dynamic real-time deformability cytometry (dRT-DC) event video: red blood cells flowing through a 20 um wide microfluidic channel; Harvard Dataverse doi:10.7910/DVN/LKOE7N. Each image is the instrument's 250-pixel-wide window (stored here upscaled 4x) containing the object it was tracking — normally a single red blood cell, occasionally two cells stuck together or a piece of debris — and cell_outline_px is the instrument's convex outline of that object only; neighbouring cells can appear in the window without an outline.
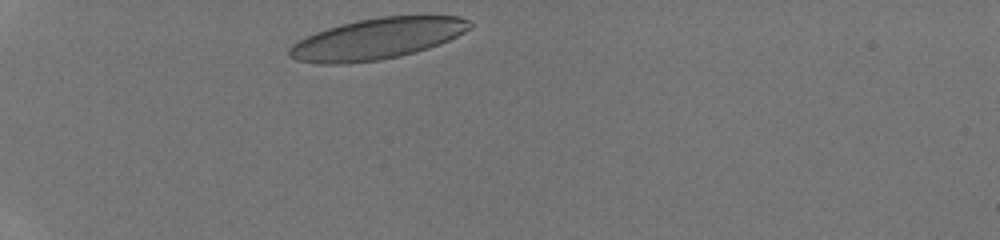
{"species": "human", "species_latin": "Homo sapiens", "temperature_condition": "room temperature", "stored_images_in_passage": 27, "camera_frame_rate_fps": 3000, "um_per_image_px": 0.085, "donor": {"sex": "male"}, "frame": {"image": 1, "passage_image": 1, "time_ms": 0.0, "image_size_px": [1000, 240], "cell_outline_px": [[472, 28], [440, 44], [416, 52], [400, 56], [380, 60], [340, 64], [316, 64], [296, 60], [288, 56], [288, 48], [292, 44], [316, 32], [340, 24], [356, 20], [380, 16], [460, 16], [468, 20], [472, 24]], "centroid_in_image_um": [32.04, 3.3], "position_along_channel_um": 53.0, "area_um2": 43.23}}
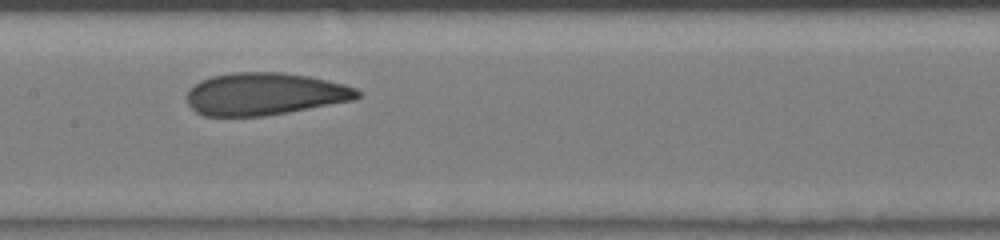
{"frame": {"image": 2, "passage_image": 12, "time_ms": 3.667, "image_size_px": [1000, 240], "cell_outline_px": [[360, 96], [352, 100], [288, 112], [264, 116], [204, 116], [196, 112], [188, 104], [188, 92], [200, 80], [212, 76], [232, 72], [284, 72], [308, 76], [344, 84], [356, 88], [360, 92]], "centroid_in_image_um": [22.49, 7.98], "position_along_channel_um": 184.9, "area_um2": 41.91}}
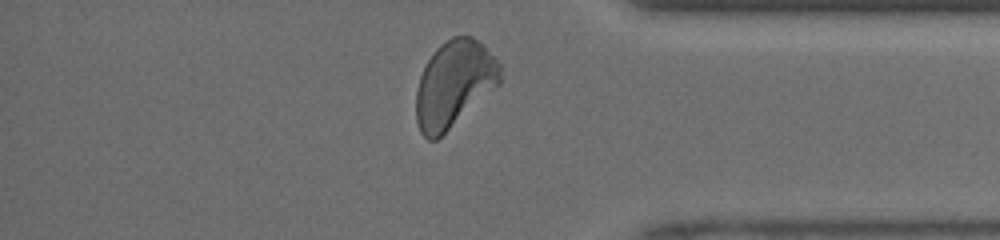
{"frame": {"image": 3, "passage_image": 26, "time_ms": 8.333, "image_size_px": [1000, 240], "cell_outline_px": [[500, 84], [436, 140], [428, 140], [420, 132], [416, 120], [416, 92], [420, 76], [428, 60], [436, 48], [440, 44], [452, 36], [472, 36], [484, 44], [500, 64]], "centroid_in_image_um": [38.59, 7.12], "position_along_channel_um": 396.6, "area_um2": 42.19}}